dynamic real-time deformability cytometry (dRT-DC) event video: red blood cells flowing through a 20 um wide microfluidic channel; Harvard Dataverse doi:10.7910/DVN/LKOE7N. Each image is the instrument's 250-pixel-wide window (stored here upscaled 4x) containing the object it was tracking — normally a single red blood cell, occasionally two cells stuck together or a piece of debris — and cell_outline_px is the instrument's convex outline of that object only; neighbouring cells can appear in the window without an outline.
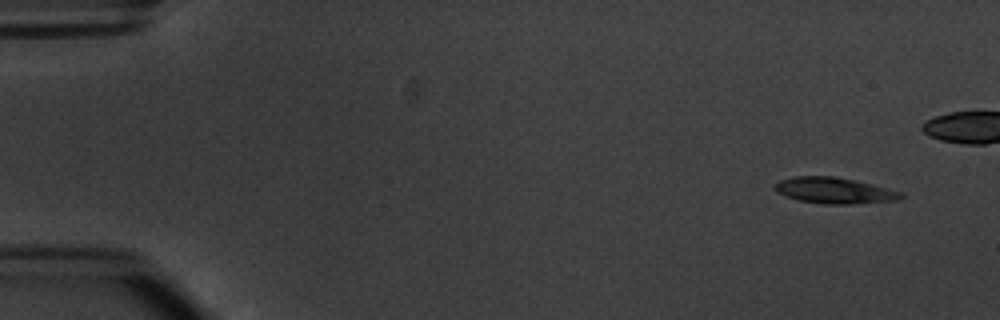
{"species": "common noctule bat (a hibernating species)", "species_latin": "Nyctalus noctula", "temperature_condition": "warm", "stored_images_in_passage": 5, "camera_frame_rate_fps": 3000, "um_per_image_px": 0.085, "animal": {"sex": "male", "body_mass_g": 20.1, "forearm_length_mm": 53.5}, "frame": {"image": 1, "passage_image": 1, "time_ms": 0.0, "image_size_px": [1000, 320], "cell_outline_px": [[904, 196], [896, 200], [852, 204], [824, 204], [800, 200], [784, 196], [776, 192], [772, 188], [780, 180], [796, 176], [836, 176], [856, 180], [900, 192]], "centroid_in_image_um": [70.86, 16.19], "position_along_channel_um": 14.1, "area_um2": 19.02}}